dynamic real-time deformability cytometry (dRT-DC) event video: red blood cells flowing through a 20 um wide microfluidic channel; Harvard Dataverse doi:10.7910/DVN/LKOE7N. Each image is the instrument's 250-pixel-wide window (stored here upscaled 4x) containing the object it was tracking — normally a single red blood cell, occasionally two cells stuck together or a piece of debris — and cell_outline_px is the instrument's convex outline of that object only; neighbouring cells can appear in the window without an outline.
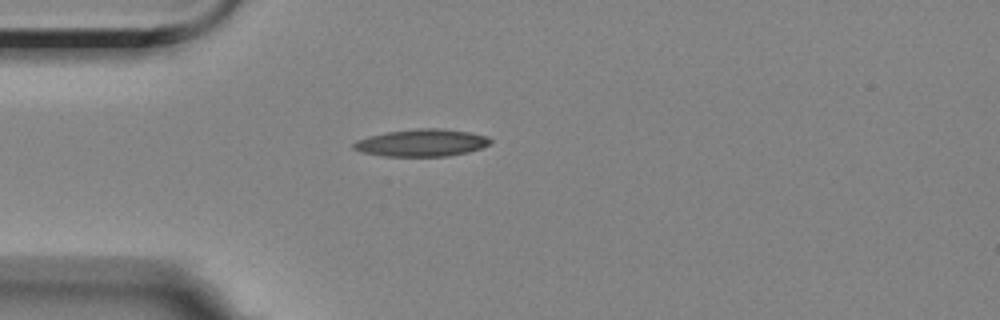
{"species": "Egyptian fruit bat (a non-hibernating species)", "species_latin": "Rousettus aegyptiacus", "temperature_condition": "room temperature", "stored_images_in_passage": 43, "camera_frame_rate_fps": 3000, "um_per_image_px": 0.085, "animal": {"sex": "female"}, "frame": {"image": 1, "passage_image": 1, "time_ms": 0.0, "image_size_px": [1000, 320], "cell_outline_px": [[492, 140], [488, 144], [480, 148], [468, 152], [448, 156], [384, 156], [364, 152], [352, 148], [352, 144], [356, 140], [368, 136], [388, 132], [416, 128], [440, 128], [468, 132], [488, 136]], "centroid_in_image_um": [35.84, 12.13], "position_along_channel_um": 49.2, "area_um2": 21.62}}
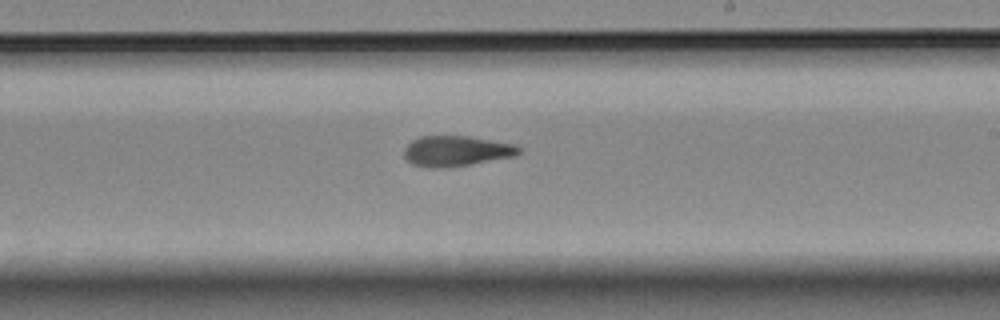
{"frame": {"image": 2, "passage_image": 19, "time_ms": 6.0, "image_size_px": [1000, 320], "cell_outline_px": [[520, 152], [516, 156], [468, 164], [436, 168], [428, 168], [412, 164], [404, 156], [404, 148], [412, 140], [420, 136], [468, 136], [516, 144], [520, 148]], "centroid_in_image_um": [38.78, 12.82], "position_along_channel_um": 250.2, "area_um2": 20.23}}
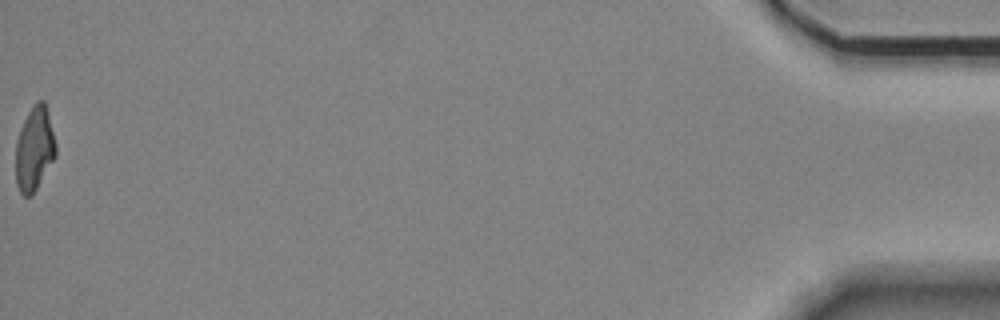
{"frame": {"image": 3, "passage_image": 43, "time_ms": 14.0, "image_size_px": [1000, 320], "cell_outline_px": [[56, 156], [32, 196], [24, 196], [20, 192], [16, 184], [16, 140], [20, 128], [32, 104], [36, 100], [44, 100], [56, 144]], "centroid_in_image_um": [2.92, 12.65], "position_along_channel_um": 432.3, "area_um2": 19.65}, "authors_computed_cell_mechanics": {"area_um2": 20.3456, "velocity_mm_per_s": 3.5214, "shape_relaxation_time_tau1_ms": 10.6625, "shape_relaxation_time_tau2_ms": 3.8981, "deformation_change_tau1": 0.2849, "deformation_change_tau2": 0.1294}}